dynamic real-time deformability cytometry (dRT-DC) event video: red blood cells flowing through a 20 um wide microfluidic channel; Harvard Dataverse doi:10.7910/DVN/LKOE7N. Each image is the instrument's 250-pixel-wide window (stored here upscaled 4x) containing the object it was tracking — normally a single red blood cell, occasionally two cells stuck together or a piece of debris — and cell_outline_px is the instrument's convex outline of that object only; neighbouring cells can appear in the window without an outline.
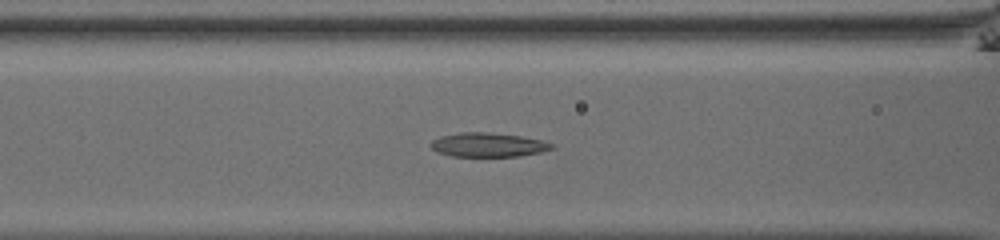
{"species": "common noctule bat (a hibernating species)", "species_latin": "Nyctalus noctula", "temperature_condition": "room temperature", "stored_images_in_passage": 36, "camera_frame_rate_fps": 3000, "um_per_image_px": 0.085, "animal": {"sex": "male", "body_mass_g": 13.0, "forearm_length_mm": 53.1}, "frame": {"image": 1, "passage_image": 7, "time_ms": 2.0, "image_size_px": [1000, 240], "cell_outline_px": [[556, 148], [540, 152], [520, 156], [452, 156], [436, 152], [428, 144], [432, 140], [440, 136], [460, 132], [488, 132], [520, 136], [540, 140], [556, 144]], "centroid_in_image_um": [41.48, 12.31], "position_along_channel_um": 125.1, "area_um2": 17.11}}
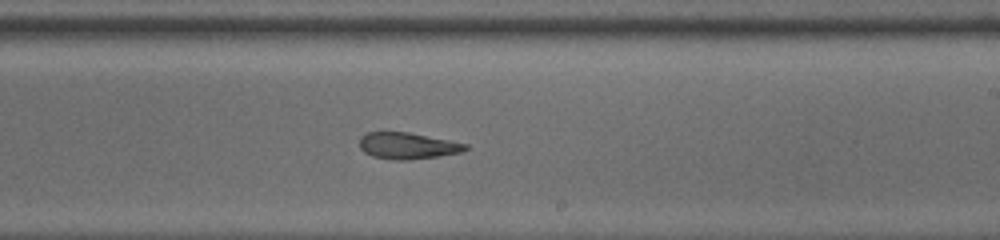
{"frame": {"image": 2, "passage_image": 17, "time_ms": 5.333, "image_size_px": [1000, 240], "cell_outline_px": [[468, 148], [460, 152], [436, 156], [404, 160], [392, 160], [372, 156], [364, 152], [360, 148], [360, 136], [368, 132], [408, 132], [468, 144]], "centroid_in_image_um": [34.6, 12.38], "position_along_channel_um": 254.4, "area_um2": 16.13}}
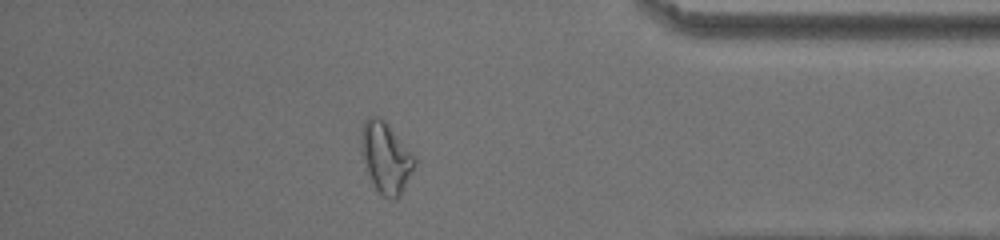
{"frame": {"image": 3, "passage_image": 30, "time_ms": 9.667, "image_size_px": [1000, 240], "cell_outline_px": [[416, 164], [400, 196], [396, 200], [392, 200], [384, 196], [376, 188], [368, 172], [360, 148], [360, 132], [364, 120], [368, 116], [376, 116], [384, 120], [416, 156]], "centroid_in_image_um": [32.8, 13.37], "position_along_channel_um": 402.4, "area_um2": 22.02}, "authors_computed_cell_mechanics": {"area_um2": 17.2533, "velocity_mm_per_s": 3.8739, "shape_relaxation_time_tau1_ms": 10.9093, "shape_relaxation_time_tau2_ms": 4.4923, "deformation_change_tau1": 0.2796, "deformation_change_tau2": 0.1309}}